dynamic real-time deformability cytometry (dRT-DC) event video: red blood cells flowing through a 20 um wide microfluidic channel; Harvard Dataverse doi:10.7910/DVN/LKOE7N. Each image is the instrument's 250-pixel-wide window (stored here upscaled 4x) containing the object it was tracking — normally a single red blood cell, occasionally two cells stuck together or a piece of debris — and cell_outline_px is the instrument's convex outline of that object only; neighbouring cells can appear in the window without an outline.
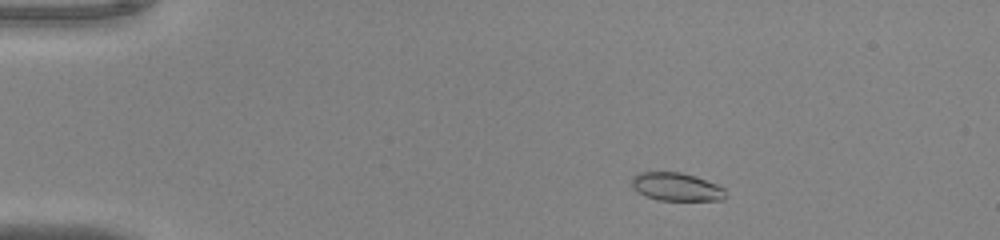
{"species": "common noctule bat (a hibernating species)", "species_latin": "Nyctalus noctula", "temperature_condition": "warm", "stored_images_in_passage": 47, "camera_frame_rate_fps": 3000, "um_per_image_px": 0.085, "animal": {"sex": "male", "body_mass_g": 20.0, "forearm_length_mm": 53.3}, "frame": {"image": 1, "passage_image": 5, "time_ms": 1.333, "image_size_px": [1000, 240], "cell_outline_px": [[728, 196], [724, 200], [656, 200], [644, 196], [636, 192], [632, 188], [632, 176], [640, 172], [680, 172], [716, 184], [724, 188]], "centroid_in_image_um": [57.46, 15.9], "position_along_channel_um": 27.5, "area_um2": 15.49}}
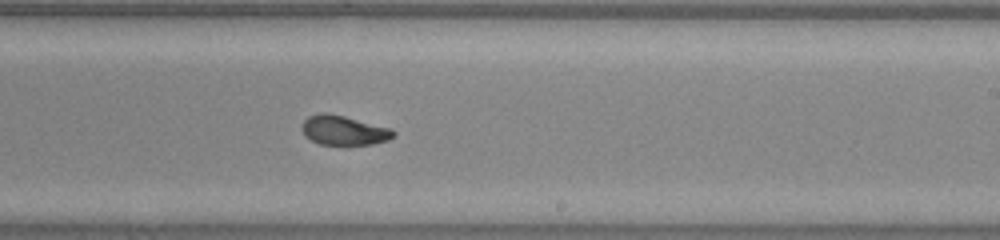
{"frame": {"image": 2, "passage_image": 28, "time_ms": 9.0, "image_size_px": [1000, 240], "cell_outline_px": [[396, 136], [388, 140], [372, 144], [320, 144], [304, 136], [300, 128], [304, 120], [308, 116], [324, 112], [344, 116], [392, 128], [396, 132]], "centroid_in_image_um": [29.23, 11.07], "position_along_channel_um": 259.8, "area_um2": 15.78}}
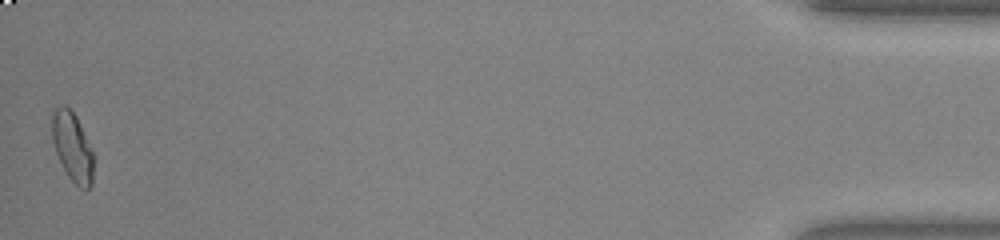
{"frame": {"image": 3, "passage_image": 47, "time_ms": 15.333, "image_size_px": [1000, 240], "cell_outline_px": [[92, 184], [88, 188], [80, 188], [68, 176], [56, 152], [52, 140], [52, 112], [60, 104], [64, 104], [76, 116], [92, 152]], "centroid_in_image_um": [6.12, 12.45], "position_along_channel_um": 429.1, "area_um2": 16.18}, "authors_computed_cell_mechanics": {"area_um2": 16.2996, "velocity_mm_per_s": 4.0614, "shape_relaxation_time_tau1_ms": 3.1762, "shape_relaxation_time_tau2_ms": 1.2049, "deformation_change_tau1": 0.1413, "deformation_change_tau2": 0.0601}}